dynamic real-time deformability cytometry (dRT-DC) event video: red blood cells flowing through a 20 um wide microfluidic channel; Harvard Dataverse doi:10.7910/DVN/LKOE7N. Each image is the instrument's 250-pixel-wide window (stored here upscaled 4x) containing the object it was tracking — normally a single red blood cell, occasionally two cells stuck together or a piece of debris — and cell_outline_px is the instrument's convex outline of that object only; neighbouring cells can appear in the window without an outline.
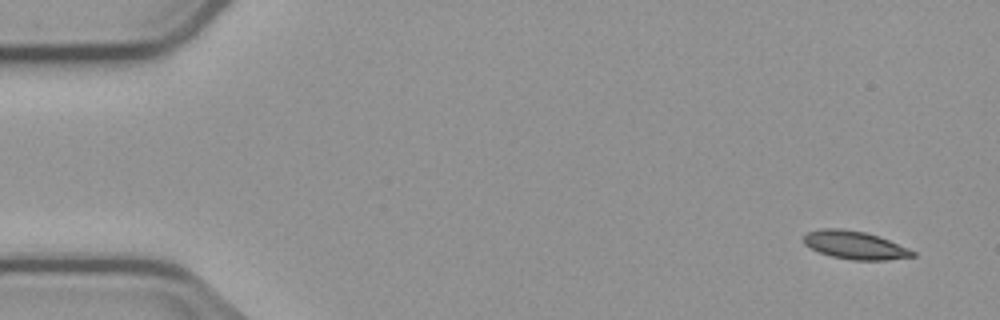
{"species": "common noctule bat (a hibernating species)", "species_latin": "Nyctalus noctula", "temperature_condition": "cold", "stored_images_in_passage": 6, "camera_frame_rate_fps": 3000, "um_per_image_px": 0.085, "animal": {"sex": "male", "body_mass_g": 23.1, "forearm_length_mm": 52.7}, "frame": {"image": 1, "passage_image": 1, "time_ms": 0.0, "image_size_px": [1000, 320], "cell_outline_px": [[916, 256], [888, 260], [852, 260], [832, 256], [820, 252], [804, 244], [804, 236], [808, 232], [824, 228], [840, 228], [864, 232], [888, 240], [908, 248], [916, 252]], "centroid_in_image_um": [72.68, 20.84], "position_along_channel_um": 12.3, "area_um2": 17.57}}
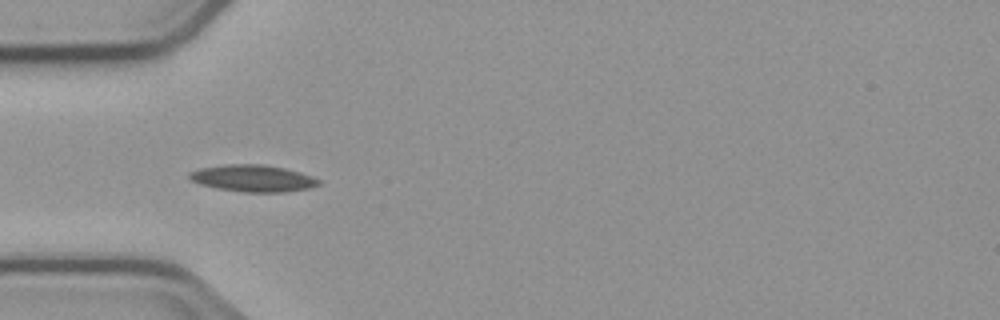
{"frame": {"image": 2, "passage_image": 5, "time_ms": 4.667, "image_size_px": [1000, 320], "cell_outline_px": [[320, 184], [312, 188], [284, 192], [244, 192], [216, 188], [200, 184], [192, 180], [188, 176], [188, 172], [200, 168], [224, 164], [264, 164], [284, 168], [300, 172], [312, 176], [320, 180]], "centroid_in_image_um": [21.51, 15.15], "position_along_channel_um": 63.5, "area_um2": 20.35}}
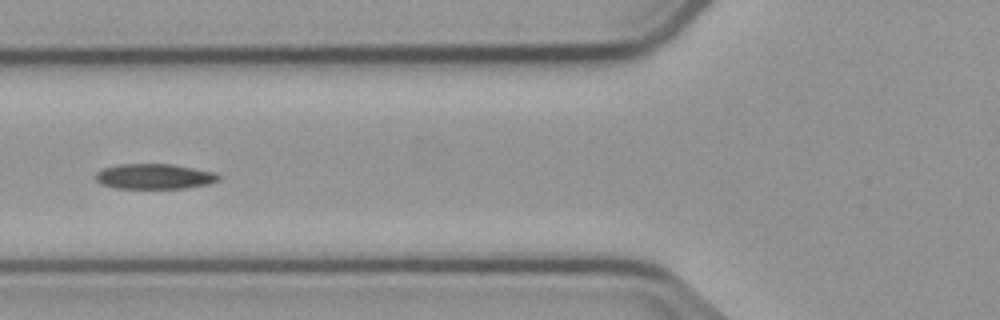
{"frame": {"image": 3, "passage_image": 6, "time_ms": 6.0, "image_size_px": [1000, 320], "cell_outline_px": [[220, 180], [208, 184], [184, 188], [116, 188], [100, 184], [96, 180], [96, 172], [104, 168], [120, 164], [172, 164], [216, 172], [220, 176]], "centroid_in_image_um": [13.14, 14.99], "position_along_channel_um": 112.7, "area_um2": 18.09}}